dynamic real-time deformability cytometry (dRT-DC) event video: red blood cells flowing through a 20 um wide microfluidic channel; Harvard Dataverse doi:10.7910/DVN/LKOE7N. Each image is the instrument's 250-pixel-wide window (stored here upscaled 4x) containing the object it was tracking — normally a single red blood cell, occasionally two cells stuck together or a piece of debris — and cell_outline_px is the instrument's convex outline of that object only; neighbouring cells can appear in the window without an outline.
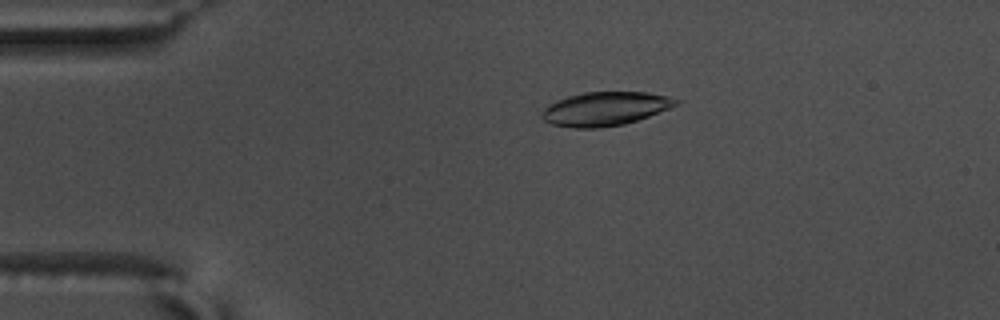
{"species": "common noctule bat (a hibernating species)", "species_latin": "Nyctalus noctula", "temperature_condition": "warm", "stored_images_in_passage": 48, "camera_frame_rate_fps": 3000, "um_per_image_px": 0.085, "animal": {"sex": "male", "body_mass_g": 17.5, "forearm_length_mm": 52.3}, "frame": {"image": 1, "passage_image": 4, "time_ms": 1.0, "image_size_px": [1000, 320], "cell_outline_px": [[680, 104], [648, 116], [624, 124], [600, 128], [572, 128], [552, 124], [544, 120], [540, 116], [540, 112], [556, 100], [568, 96], [584, 92], [648, 92], [668, 96], [680, 100]], "centroid_in_image_um": [51.43, 9.24], "position_along_channel_um": 33.6, "area_um2": 26.41}}
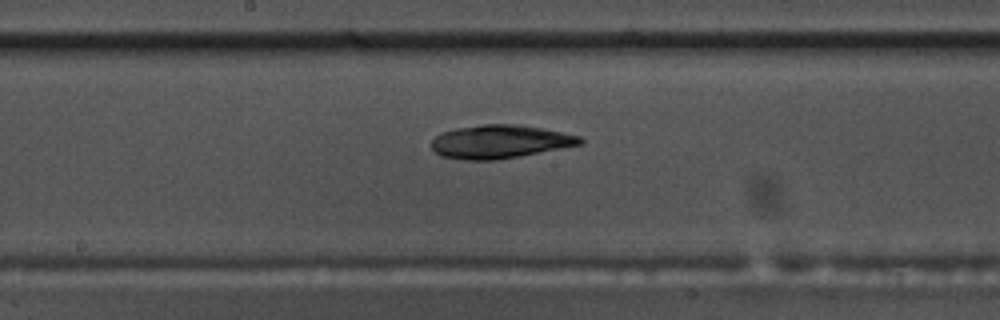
{"frame": {"image": 2, "passage_image": 22, "time_ms": 7.0, "image_size_px": [1000, 320], "cell_outline_px": [[584, 144], [520, 156], [496, 160], [464, 160], [440, 156], [432, 148], [432, 140], [440, 132], [456, 128], [484, 124], [516, 124], [544, 128], [580, 136], [584, 140]], "centroid_in_image_um": [42.51, 12.04], "position_along_channel_um": 205.7, "area_um2": 29.07}}
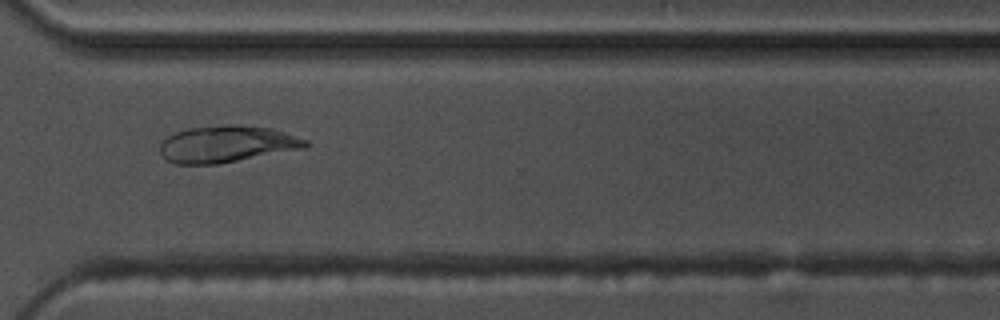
{"frame": {"image": 3, "passage_image": 34, "time_ms": 11.0, "image_size_px": [1000, 320], "cell_outline_px": [[312, 144], [304, 148], [220, 164], [176, 164], [168, 160], [160, 152], [160, 144], [168, 136], [176, 132], [188, 128], [228, 124], [236, 124], [272, 128], [308, 140]], "centroid_in_image_um": [19.31, 12.24], "position_along_channel_um": 351.3, "area_um2": 31.21}, "authors_computed_cell_mechanics": {"area_um2": 28.6977, "velocity_mm_per_s": 3.6371, "shape_relaxation_time_tau1_ms": null, "shape_relaxation_time_tau2_ms": 8.7095, "deformation_change_tau1": null, "deformation_change_tau2": 0.1339}}